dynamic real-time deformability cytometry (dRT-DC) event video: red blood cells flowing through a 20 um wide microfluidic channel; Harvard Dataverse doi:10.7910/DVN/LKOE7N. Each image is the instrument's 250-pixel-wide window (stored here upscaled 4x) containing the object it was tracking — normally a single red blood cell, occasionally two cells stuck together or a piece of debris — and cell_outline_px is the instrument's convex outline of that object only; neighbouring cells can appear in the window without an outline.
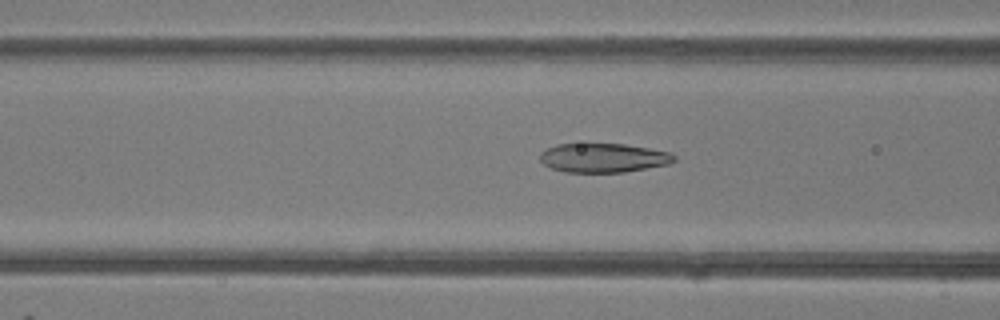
{"species": "common noctule bat (a hibernating species)", "species_latin": "Nyctalus noctula", "temperature_condition": "room temperature", "stored_images_in_passage": 48, "camera_frame_rate_fps": 3000, "um_per_image_px": 0.085, "animal": {"sex": "female"}, "frame": {"image": 1, "passage_image": 19, "time_ms": 6.0, "image_size_px": [1000, 320], "cell_outline_px": [[676, 160], [668, 164], [624, 172], [564, 172], [552, 168], [544, 164], [540, 160], [540, 152], [556, 144], [588, 140], [624, 144], [672, 152], [676, 156]], "centroid_in_image_um": [51.25, 13.36], "position_along_channel_um": 115.4, "area_um2": 23.7}}
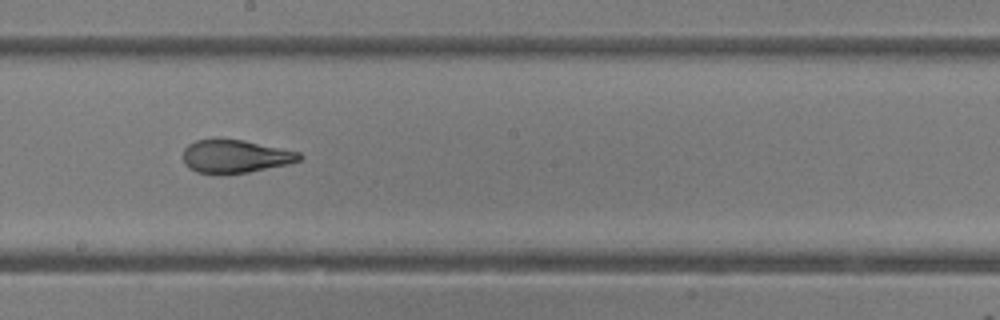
{"frame": {"image": 2, "passage_image": 27, "time_ms": 8.667, "image_size_px": [1000, 320], "cell_outline_px": [[304, 156], [300, 160], [288, 164], [248, 172], [220, 176], [196, 172], [188, 168], [184, 164], [184, 148], [188, 144], [196, 140], [212, 136], [244, 140], [300, 152]], "centroid_in_image_um": [19.94, 13.28], "position_along_channel_um": 228.3, "area_um2": 23.35}}
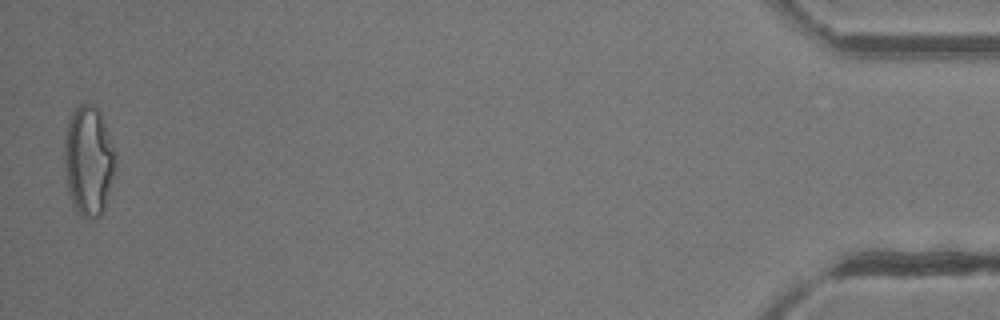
{"frame": {"image": 3, "passage_image": 48, "time_ms": 15.667, "image_size_px": [1000, 320], "cell_outline_px": [[116, 168], [104, 208], [100, 216], [80, 216], [76, 212], [68, 188], [64, 168], [64, 136], [68, 120], [72, 112], [80, 104], [92, 104], [100, 112], [116, 152]], "centroid_in_image_um": [7.53, 13.63], "position_along_channel_um": 427.7, "area_um2": 32.71}, "authors_computed_cell_mechanics": {"area_um2": 24.5939, "velocity_mm_per_s": 4.2295, "shape_relaxation_time_tau1_ms": 5.408, "shape_relaxation_time_tau2_ms": 1.0379, "deformation_change_tau1": 0.1966, "deformation_change_tau2": 0.0791}}